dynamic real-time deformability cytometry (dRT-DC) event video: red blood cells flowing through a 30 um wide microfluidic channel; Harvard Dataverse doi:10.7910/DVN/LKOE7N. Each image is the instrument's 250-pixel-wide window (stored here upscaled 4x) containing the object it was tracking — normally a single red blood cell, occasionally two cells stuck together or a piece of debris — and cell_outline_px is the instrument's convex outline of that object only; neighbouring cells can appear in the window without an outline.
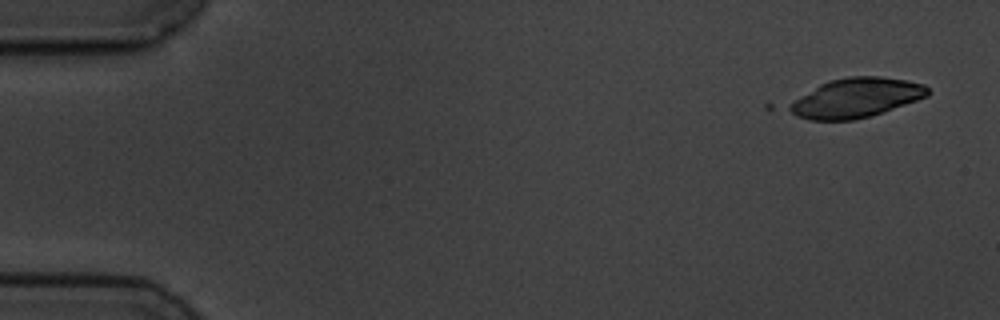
{"species": "common noctule bat (a hibernating species)", "species_latin": "Nyctalus noctula", "temperature_condition": "cold", "stored_images_in_passage": 5, "camera_frame_rate_fps": 3000, "um_per_image_px": 0.085, "animal": {"sex": "male", "body_mass_g": 19.5, "forearm_length_mm": 54.6}, "frame": {"image": 1, "passage_image": 1, "time_ms": 0.0, "image_size_px": [1000, 320], "cell_outline_px": [[928, 96], [868, 116], [852, 120], [808, 120], [796, 116], [784, 108], [788, 104], [820, 84], [828, 80], [848, 76], [880, 76], [904, 80], [924, 84], [928, 88]], "centroid_in_image_um": [72.7, 8.31], "position_along_channel_um": 12.3, "area_um2": 31.44}}